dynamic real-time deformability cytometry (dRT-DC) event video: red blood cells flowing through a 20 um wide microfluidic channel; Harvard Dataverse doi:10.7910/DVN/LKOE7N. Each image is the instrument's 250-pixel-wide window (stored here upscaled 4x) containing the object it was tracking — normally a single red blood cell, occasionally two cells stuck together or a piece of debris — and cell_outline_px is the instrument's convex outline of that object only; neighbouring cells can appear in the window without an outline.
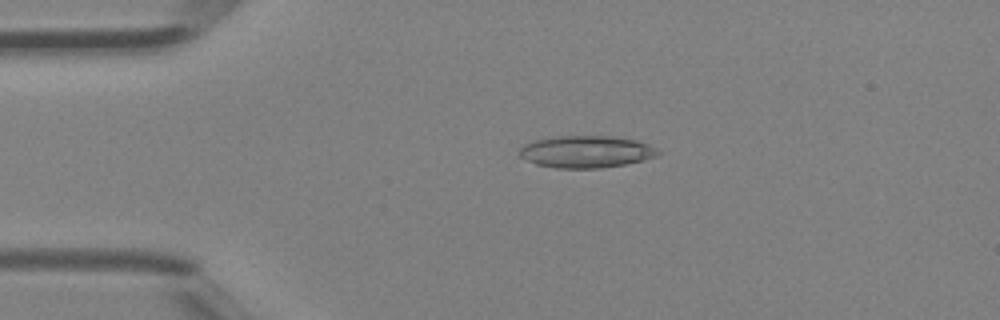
{"species": "Egyptian fruit bat (a non-hibernating species)", "species_latin": "Rousettus aegyptiacus", "temperature_condition": "room temperature", "stored_images_in_passage": 3, "camera_frame_rate_fps": 3000, "um_per_image_px": 0.085, "animal": {"sex": "female"}, "frame": {"image": 1, "passage_image": 3, "time_ms": 0.667, "image_size_px": [1000, 320], "cell_outline_px": [[660, 152], [656, 156], [624, 164], [600, 168], [556, 168], [536, 164], [520, 156], [520, 148], [524, 144], [536, 140], [552, 136], [612, 136], [636, 140], [648, 144], [656, 148]], "centroid_in_image_um": [49.81, 12.89], "position_along_channel_um": 35.2, "area_um2": 25.66}}